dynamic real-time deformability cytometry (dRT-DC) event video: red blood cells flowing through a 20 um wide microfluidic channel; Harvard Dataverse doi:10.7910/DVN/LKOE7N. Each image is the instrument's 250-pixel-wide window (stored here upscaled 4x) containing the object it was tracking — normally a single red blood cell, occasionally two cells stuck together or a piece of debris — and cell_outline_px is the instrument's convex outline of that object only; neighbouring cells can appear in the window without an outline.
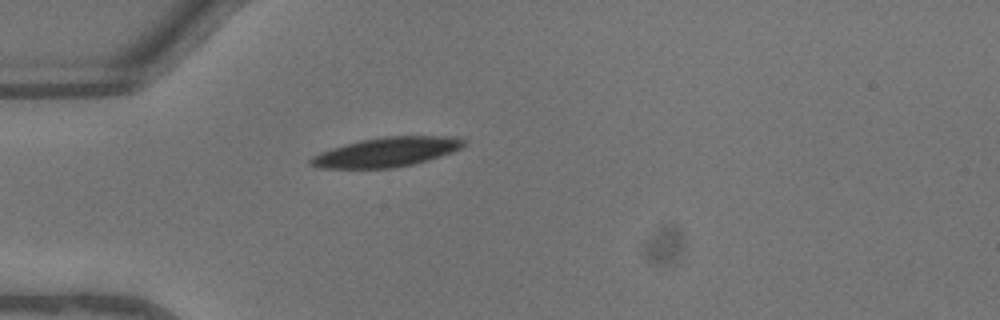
{"species": "common noctule bat (a hibernating species)", "species_latin": "Nyctalus noctula", "temperature_condition": "warm", "stored_images_in_passage": 33, "camera_frame_rate_fps": 3000, "um_per_image_px": 0.085, "animal": {"sex": "male", "body_mass_g": 13.3}, "frame": {"image": 1, "passage_image": 1, "time_ms": 0.0, "image_size_px": [1000, 320], "cell_outline_px": [[464, 144], [460, 148], [452, 152], [428, 160], [412, 164], [392, 168], [320, 168], [308, 164], [308, 160], [312, 156], [320, 152], [344, 144], [360, 140], [384, 136], [456, 136], [464, 140]], "centroid_in_image_um": [32.83, 12.92], "position_along_channel_um": 52.2, "area_um2": 26.24}}
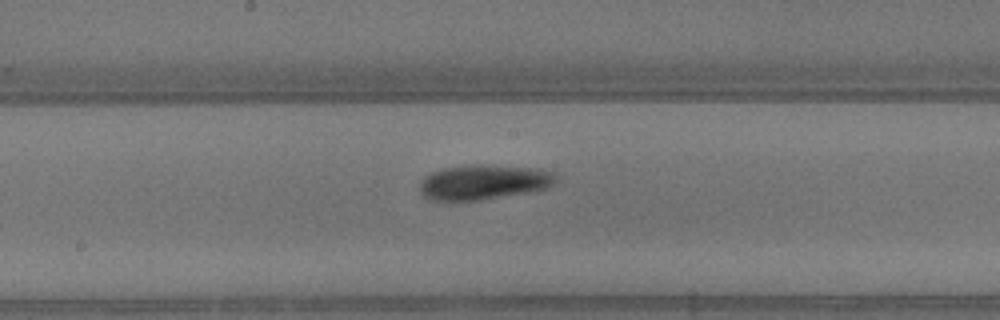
{"frame": {"image": 2, "passage_image": 12, "time_ms": 3.667, "image_size_px": [1000, 320], "cell_outline_px": [[560, 176], [548, 188], [480, 200], [436, 200], [424, 196], [420, 192], [420, 180], [424, 176], [440, 168], [472, 164], [484, 164], [536, 168], [552, 172]], "centroid_in_image_um": [41.1, 15.45], "position_along_channel_um": 207.1, "area_um2": 27.74}}
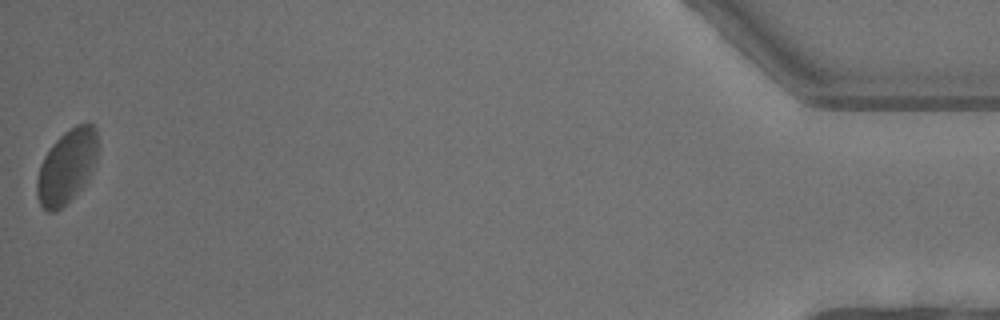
{"frame": {"image": 3, "passage_image": 33, "time_ms": 10.667, "image_size_px": [1000, 320], "cell_outline_px": [[96, 160], [84, 184], [56, 212], [48, 212], [40, 204], [36, 196], [36, 180], [40, 164], [44, 156], [52, 144], [64, 132], [76, 124], [92, 124], [96, 128]], "centroid_in_image_um": [5.63, 14.15], "position_along_channel_um": 429.6, "area_um2": 25.72}, "authors_computed_cell_mechanics": {"area_um2": 26.588, "velocity_mm_per_s": 4.5483, "shape_relaxation_time_tau1_ms": 2.6381, "shape_relaxation_time_tau2_ms": 3.3868, "deformation_change_tau1": 0.0949, "deformation_change_tau2": 0.0954}}